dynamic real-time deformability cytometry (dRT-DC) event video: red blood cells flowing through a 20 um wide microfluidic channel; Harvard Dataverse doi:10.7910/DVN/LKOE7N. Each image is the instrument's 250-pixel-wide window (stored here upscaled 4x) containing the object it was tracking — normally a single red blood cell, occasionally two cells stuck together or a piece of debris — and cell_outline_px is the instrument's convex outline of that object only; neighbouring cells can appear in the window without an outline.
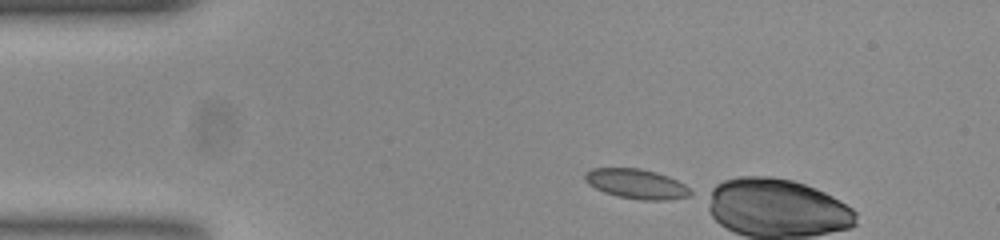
{"species": "common noctule bat (a hibernating species)", "species_latin": "Nyctalus noctula", "temperature_condition": "room temperature", "stored_images_in_passage": 4, "camera_frame_rate_fps": 3000, "um_per_image_px": 0.085, "animal": {"sex": "female", "body_mass_g": 23.0, "forearm_length_mm": 53.4}, "frame": {"image": 1, "passage_image": 1, "time_ms": 0.0, "image_size_px": [1000, 240], "cell_outline_px": [[696, 192], [688, 196], [668, 200], [644, 200], [616, 196], [604, 192], [588, 184], [584, 180], [584, 172], [592, 168], [640, 168], [656, 172], [668, 176], [684, 184]], "centroid_in_image_um": [54.1, 15.63], "position_along_channel_um": 30.9, "area_um2": 18.44}}